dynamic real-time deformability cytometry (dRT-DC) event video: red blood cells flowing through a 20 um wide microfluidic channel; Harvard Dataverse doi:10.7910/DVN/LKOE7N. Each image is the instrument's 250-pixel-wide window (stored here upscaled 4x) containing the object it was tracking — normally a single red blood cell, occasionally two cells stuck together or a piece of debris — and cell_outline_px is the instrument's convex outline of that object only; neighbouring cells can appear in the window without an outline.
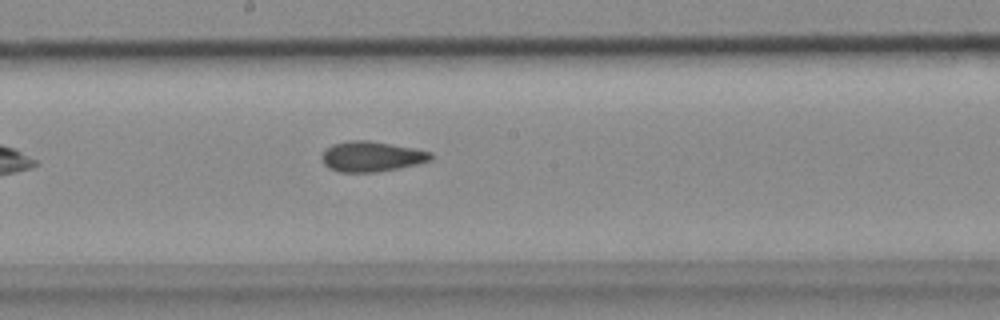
{"species": "common noctule bat (a hibernating species)", "species_latin": "Nyctalus noctula", "temperature_condition": "cold", "stored_images_in_passage": 28, "camera_frame_rate_fps": 3000, "um_per_image_px": 0.085, "animal": {"sex": "female", "body_mass_g": 18.4}, "frame": {"image": 1, "passage_image": 12, "time_ms": 3.667, "image_size_px": [1000, 320], "cell_outline_px": [[432, 160], [416, 164], [376, 172], [340, 172], [328, 168], [324, 164], [320, 156], [332, 144], [348, 140], [368, 140], [416, 148], [432, 152]], "centroid_in_image_um": [31.57, 13.29], "position_along_channel_um": 216.6, "area_um2": 19.25}}
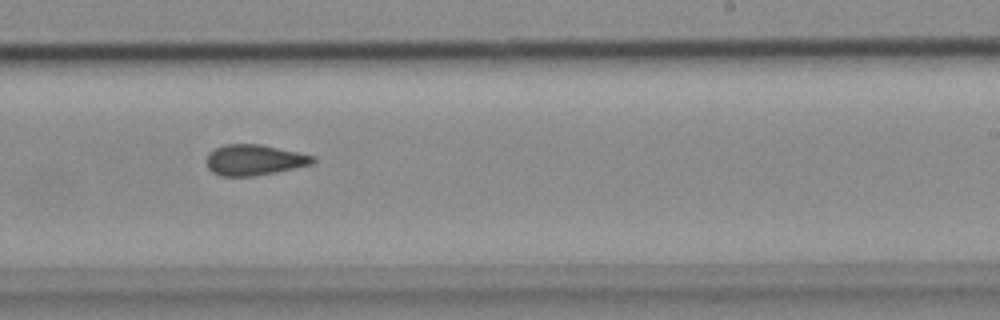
{"frame": {"image": 2, "passage_image": 16, "time_ms": 5.0, "image_size_px": [1000, 320], "cell_outline_px": [[316, 160], [312, 164], [276, 172], [252, 176], [220, 176], [212, 172], [208, 168], [208, 152], [224, 144], [260, 144], [296, 152], [312, 156]], "centroid_in_image_um": [21.58, 13.6], "position_along_channel_um": 267.4, "area_um2": 18.79}}